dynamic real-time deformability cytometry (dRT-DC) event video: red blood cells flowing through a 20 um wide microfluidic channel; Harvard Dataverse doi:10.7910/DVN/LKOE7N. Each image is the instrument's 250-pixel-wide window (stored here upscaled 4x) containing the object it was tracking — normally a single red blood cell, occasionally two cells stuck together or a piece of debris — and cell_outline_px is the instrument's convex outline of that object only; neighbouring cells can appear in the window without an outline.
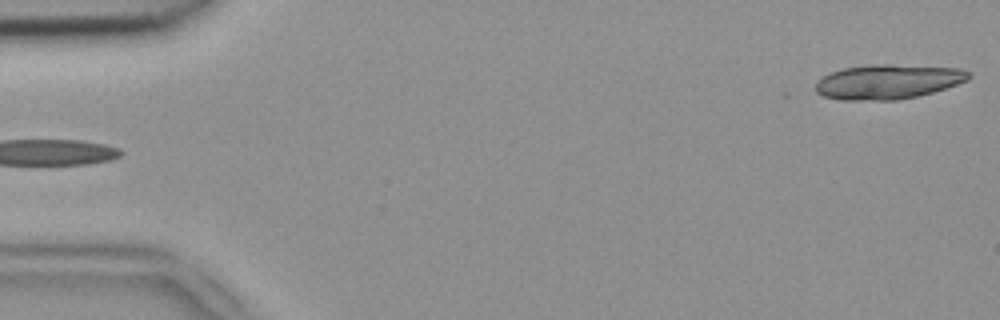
{"species": "common noctule bat (a hibernating species)", "species_latin": "Nyctalus noctula", "temperature_condition": "room temperature", "stored_images_in_passage": 2, "segment_of_instrument_passage": [2, 2], "camera_frame_rate_fps": 3000, "um_per_image_px": 0.085, "animal": {"sex": "female", "body_mass_g": 18.4}, "frame": {"image": 1, "passage_image": 2, "time_ms": 0.333, "image_size_px": [1000, 320], "cell_outline_px": [[972, 76], [968, 80], [932, 92], [916, 96], [896, 100], [840, 100], [824, 96], [816, 92], [816, 80], [832, 72], [844, 68], [872, 64], [892, 64], [960, 68], [972, 72]], "centroid_in_image_um": [75.49, 6.94], "position_along_channel_um": 9.5, "area_um2": 30.92}}